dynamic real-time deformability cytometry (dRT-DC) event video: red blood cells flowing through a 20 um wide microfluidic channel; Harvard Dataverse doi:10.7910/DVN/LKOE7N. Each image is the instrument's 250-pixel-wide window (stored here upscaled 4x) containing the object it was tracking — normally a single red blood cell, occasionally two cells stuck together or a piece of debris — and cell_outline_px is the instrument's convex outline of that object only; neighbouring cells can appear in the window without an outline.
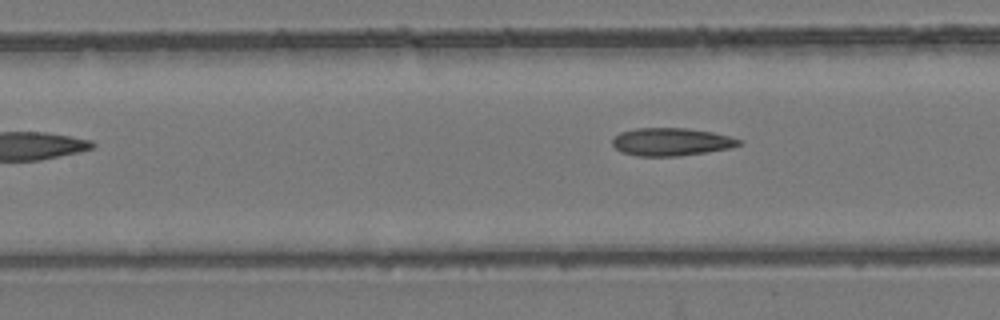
{"species": "common noctule bat (a hibernating species)", "species_latin": "Nyctalus noctula", "temperature_condition": "room temperature", "stored_images_in_passage": 5, "camera_frame_rate_fps": 3000, "um_per_image_px": 0.085, "animal": {"sex": "female", "body_mass_g": 24.6, "forearm_length_mm": 56.2}, "frame": {"image": 1, "passage_image": 5, "time_ms": 1.333, "image_size_px": [1000, 320], "cell_outline_px": [[744, 144], [732, 148], [708, 152], [680, 156], [636, 156], [620, 152], [612, 144], [612, 136], [620, 132], [636, 128], [684, 128], [712, 132], [744, 140]], "centroid_in_image_um": [57.07, 12.06], "position_along_channel_um": 150.3, "area_um2": 20.87}}